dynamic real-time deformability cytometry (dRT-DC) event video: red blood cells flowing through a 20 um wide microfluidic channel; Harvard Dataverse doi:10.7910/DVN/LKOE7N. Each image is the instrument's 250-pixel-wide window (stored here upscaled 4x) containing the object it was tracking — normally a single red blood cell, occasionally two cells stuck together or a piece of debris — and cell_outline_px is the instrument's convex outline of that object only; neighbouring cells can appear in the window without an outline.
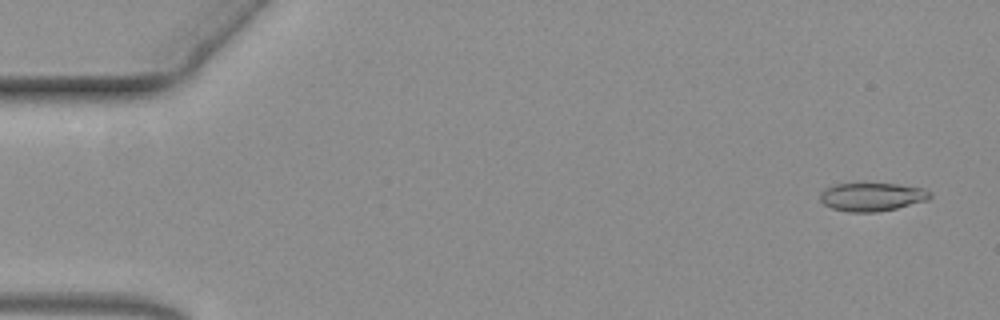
{"species": "common noctule bat (a hibernating species)", "species_latin": "Nyctalus noctula", "temperature_condition": "warm", "stored_images_in_passage": 60, "camera_frame_rate_fps": 3000, "um_per_image_px": 0.085, "animal": {"sex": "female", "body_mass_g": 19.3, "forearm_length_mm": 54.1}, "frame": {"image": 1, "passage_image": 3, "time_ms": 0.667, "image_size_px": [1000, 320], "cell_outline_px": [[932, 196], [928, 200], [896, 208], [876, 212], [848, 212], [832, 208], [824, 204], [820, 200], [820, 192], [824, 188], [836, 184], [900, 184], [924, 188], [932, 192]], "centroid_in_image_um": [74.13, 16.73], "position_along_channel_um": 10.9, "area_um2": 18.21}}
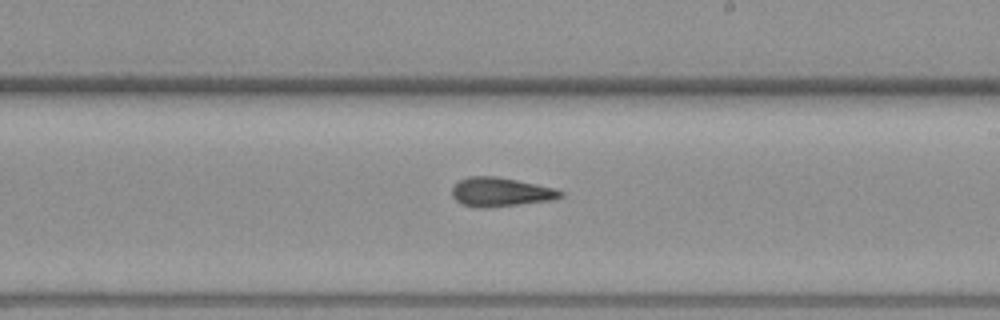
{"frame": {"image": 2, "passage_image": 35, "time_ms": 11.333, "image_size_px": [1000, 320], "cell_outline_px": [[564, 196], [552, 200], [488, 208], [476, 208], [460, 204], [452, 196], [452, 188], [460, 180], [468, 176], [492, 176], [516, 180], [556, 188], [564, 192]], "centroid_in_image_um": [42.55, 16.34], "position_along_channel_um": 246.4, "area_um2": 18.44}}
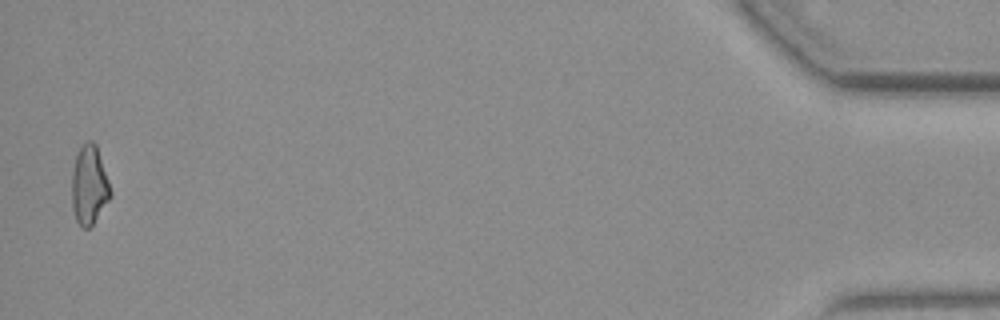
{"frame": {"image": 3, "passage_image": 59, "time_ms": 19.333, "image_size_px": [1000, 320], "cell_outline_px": [[112, 196], [92, 224], [88, 228], [84, 228], [76, 220], [72, 208], [72, 172], [76, 156], [80, 148], [88, 140], [92, 140], [96, 144], [112, 192]], "centroid_in_image_um": [7.58, 15.74], "position_along_channel_um": 427.6, "area_um2": 17.57}}